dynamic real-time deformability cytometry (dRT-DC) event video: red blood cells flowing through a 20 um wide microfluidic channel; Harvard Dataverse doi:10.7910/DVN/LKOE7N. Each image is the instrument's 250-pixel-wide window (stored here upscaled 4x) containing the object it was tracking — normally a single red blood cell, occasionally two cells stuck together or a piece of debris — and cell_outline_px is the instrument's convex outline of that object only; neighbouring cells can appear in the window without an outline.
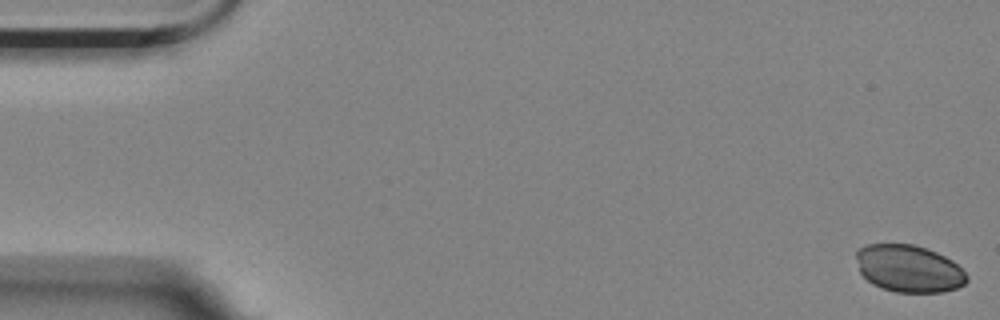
{"species": "Egyptian fruit bat (a non-hibernating species)", "species_latin": "Rousettus aegyptiacus", "temperature_condition": "room temperature", "stored_images_in_passage": 16, "camera_frame_rate_fps": 3000, "um_per_image_px": 0.085, "animal": {"sex": "female"}, "frame": {"image": 1, "passage_image": 1, "time_ms": 0.0, "image_size_px": [1000, 320], "cell_outline_px": [[968, 280], [964, 284], [956, 288], [944, 292], [896, 292], [872, 284], [860, 272], [856, 256], [856, 252], [860, 248], [868, 244], [912, 244], [936, 252], [952, 260], [968, 276]], "centroid_in_image_um": [77.26, 22.83], "position_along_channel_um": 7.7, "area_um2": 30.17}}
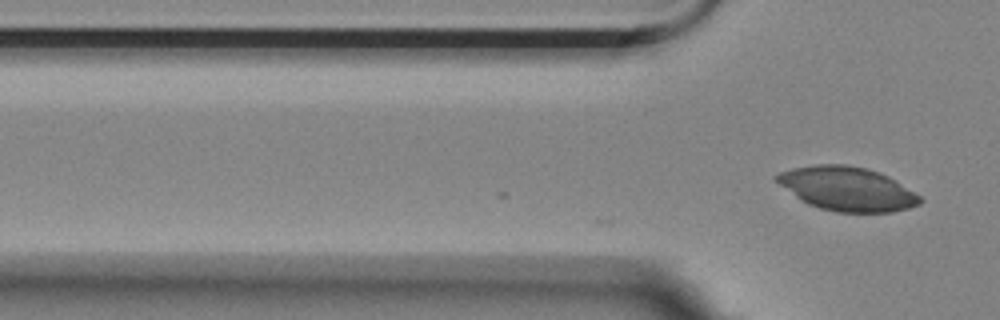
{"frame": {"image": 2, "passage_image": 16, "time_ms": 5.0, "image_size_px": [1000, 320], "cell_outline_px": [[924, 200], [920, 204], [908, 208], [892, 212], [836, 212], [820, 208], [808, 204], [800, 200], [772, 180], [772, 176], [780, 172], [792, 168], [816, 164], [844, 164], [864, 168], [880, 172], [888, 176], [920, 196]], "centroid_in_image_um": [71.95, 16.04], "position_along_channel_um": 53.8, "area_um2": 36.82}}